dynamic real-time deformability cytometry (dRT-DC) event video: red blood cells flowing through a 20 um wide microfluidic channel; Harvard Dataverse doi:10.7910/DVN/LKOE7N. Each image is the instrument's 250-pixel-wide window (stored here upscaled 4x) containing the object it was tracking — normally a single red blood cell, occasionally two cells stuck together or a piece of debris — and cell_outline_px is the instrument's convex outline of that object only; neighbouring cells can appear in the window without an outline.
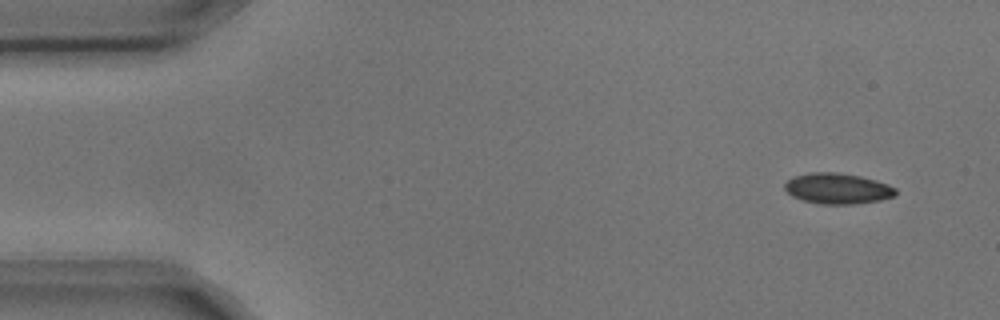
{"species": "common noctule bat (a hibernating species)", "species_latin": "Nyctalus noctula", "temperature_condition": "cold", "stored_images_in_passage": 5, "camera_frame_rate_fps": 3000, "um_per_image_px": 0.085, "animal": {"sex": "male", "body_mass_g": 17.9, "forearm_length_mm": 54.2}, "frame": {"image": 1, "passage_image": 1, "time_ms": 0.0, "image_size_px": [1000, 320], "cell_outline_px": [[896, 196], [880, 200], [856, 204], [820, 204], [804, 200], [792, 196], [784, 188], [784, 184], [788, 180], [796, 176], [812, 172], [836, 172], [860, 176], [876, 180], [888, 184], [896, 188]], "centroid_in_image_um": [71.22, 16.03], "position_along_channel_um": 13.8, "area_um2": 19.83}}